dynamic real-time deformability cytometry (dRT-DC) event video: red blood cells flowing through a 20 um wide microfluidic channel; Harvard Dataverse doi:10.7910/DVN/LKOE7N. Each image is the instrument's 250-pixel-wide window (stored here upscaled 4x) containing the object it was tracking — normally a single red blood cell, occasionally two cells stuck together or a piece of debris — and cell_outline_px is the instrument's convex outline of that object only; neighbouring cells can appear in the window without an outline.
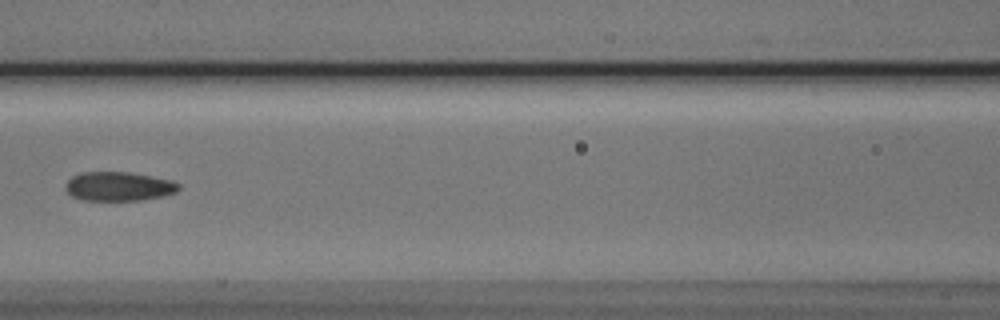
{"species": "Egyptian fruit bat (a non-hibernating species)", "species_latin": "Rousettus aegyptiacus", "temperature_condition": "cold", "stored_images_in_passage": 8, "camera_frame_rate_fps": 3000, "um_per_image_px": 0.085, "animal": {"sex": "male"}, "frame": {"image": 1, "passage_image": 8, "time_ms": 8.0, "image_size_px": [1000, 320], "cell_outline_px": [[180, 188], [176, 192], [164, 196], [144, 200], [84, 200], [72, 196], [64, 188], [64, 184], [72, 176], [84, 172], [128, 172], [172, 180], [180, 184]], "centroid_in_image_um": [10.1, 15.84], "position_along_channel_um": 156.5, "area_um2": 19.25}}